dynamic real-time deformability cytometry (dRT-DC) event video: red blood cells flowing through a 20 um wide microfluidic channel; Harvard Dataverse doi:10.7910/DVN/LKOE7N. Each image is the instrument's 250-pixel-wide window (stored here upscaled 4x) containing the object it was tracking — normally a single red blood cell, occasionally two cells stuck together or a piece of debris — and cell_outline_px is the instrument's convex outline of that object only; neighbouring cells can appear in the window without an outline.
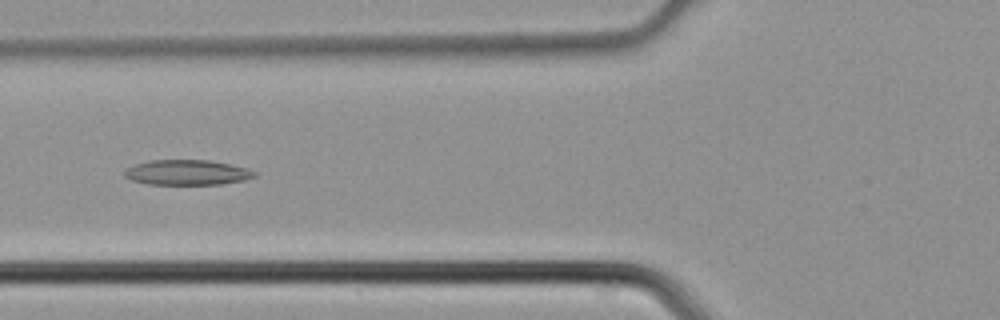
{"species": "common noctule bat (a hibernating species)", "species_latin": "Nyctalus noctula", "temperature_condition": "cold", "stored_images_in_passage": 45, "camera_frame_rate_fps": 3000, "um_per_image_px": 0.085, "animal": {"sex": "male", "body_mass_g": 21.5, "forearm_length_mm": 52.0}, "frame": {"image": 1, "passage_image": 18, "time_ms": 5.667, "image_size_px": [1000, 320], "cell_outline_px": [[256, 176], [244, 180], [220, 184], [148, 184], [132, 180], [124, 176], [124, 172], [128, 168], [136, 164], [148, 160], [208, 160], [248, 168], [256, 172]], "centroid_in_image_um": [15.91, 14.66], "position_along_channel_um": 109.9, "area_um2": 18.9}}
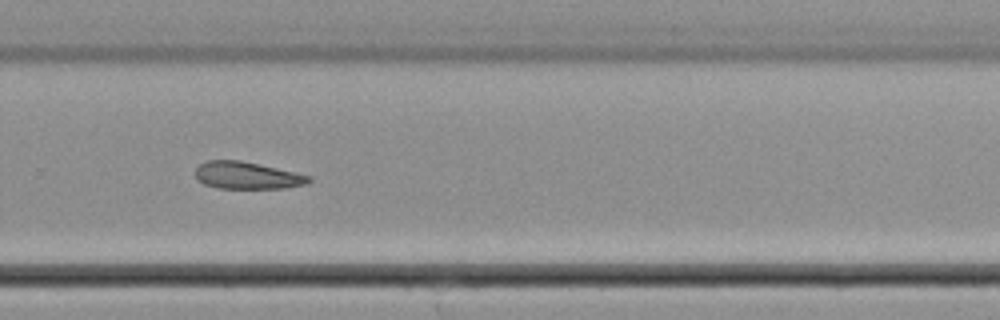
{"frame": {"image": 2, "passage_image": 31, "time_ms": 10.0, "image_size_px": [1000, 320], "cell_outline_px": [[312, 180], [304, 184], [284, 188], [216, 188], [204, 184], [196, 180], [196, 168], [200, 164], [208, 160], [240, 160], [260, 164], [312, 176]], "centroid_in_image_um": [20.98, 14.91], "position_along_channel_um": 308.8, "area_um2": 17.98}}
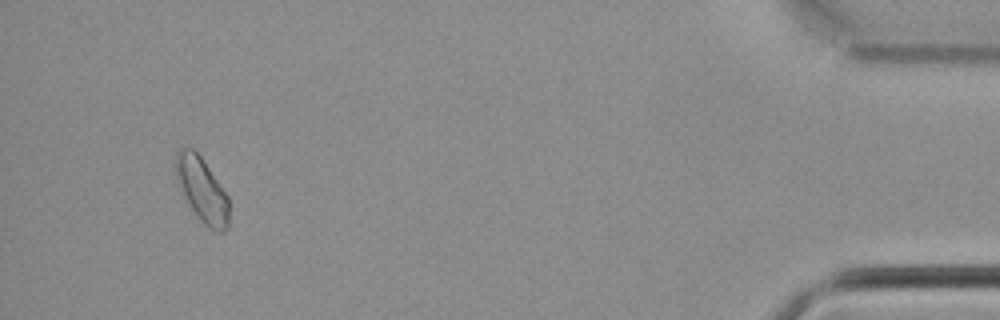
{"frame": {"image": 3, "passage_image": 43, "time_ms": 14.0, "image_size_px": [1000, 320], "cell_outline_px": [[228, 228], [224, 232], [216, 232], [208, 228], [200, 220], [188, 204], [176, 180], [176, 152], [180, 148], [192, 148], [200, 156], [228, 196]], "centroid_in_image_um": [17.17, 16.16], "position_along_channel_um": 418.0, "area_um2": 19.77}}